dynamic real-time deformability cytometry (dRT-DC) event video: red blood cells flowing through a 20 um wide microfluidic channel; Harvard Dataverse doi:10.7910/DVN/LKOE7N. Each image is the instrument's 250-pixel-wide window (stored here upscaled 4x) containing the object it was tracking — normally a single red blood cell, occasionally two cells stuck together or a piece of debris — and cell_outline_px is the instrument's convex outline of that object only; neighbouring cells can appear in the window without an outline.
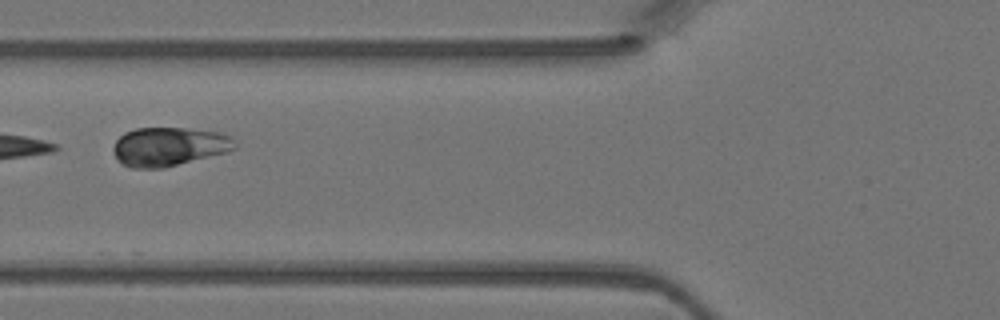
{"species": "Egyptian fruit bat (a non-hibernating species)", "species_latin": "Rousettus aegyptiacus", "temperature_condition": "warm", "stored_images_in_passage": 5, "camera_frame_rate_fps": 3000, "um_per_image_px": 0.085, "animal": {"sex": "female"}, "frame": {"image": 1, "passage_image": 4, "time_ms": 1.0, "image_size_px": [1000, 320], "cell_outline_px": [[236, 148], [224, 152], [164, 168], [132, 168], [124, 164], [116, 156], [112, 148], [116, 140], [124, 132], [136, 128], [184, 128], [216, 132], [232, 136], [236, 140]], "centroid_in_image_um": [14.36, 12.45], "position_along_channel_um": 111.4, "area_um2": 27.22}}
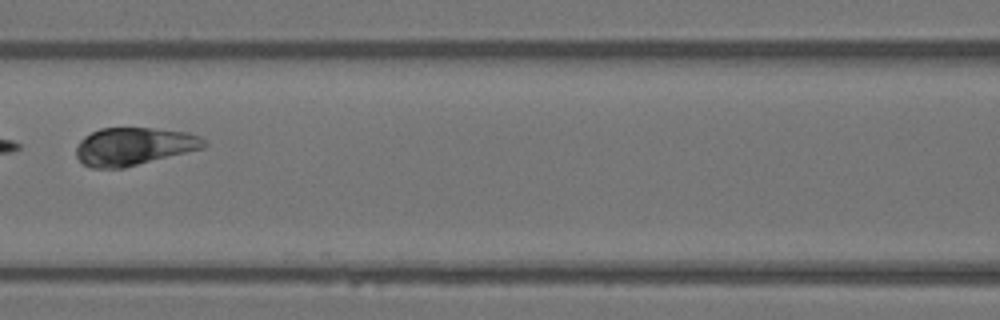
{"frame": {"image": 2, "passage_image": 5, "time_ms": 1.333, "image_size_px": [1000, 320], "cell_outline_px": [[208, 144], [204, 148], [124, 168], [92, 168], [84, 164], [76, 156], [76, 148], [80, 140], [84, 136], [100, 128], [152, 128], [188, 132], [200, 136]], "centroid_in_image_um": [11.39, 12.44], "position_along_channel_um": 155.2, "area_um2": 28.21}}